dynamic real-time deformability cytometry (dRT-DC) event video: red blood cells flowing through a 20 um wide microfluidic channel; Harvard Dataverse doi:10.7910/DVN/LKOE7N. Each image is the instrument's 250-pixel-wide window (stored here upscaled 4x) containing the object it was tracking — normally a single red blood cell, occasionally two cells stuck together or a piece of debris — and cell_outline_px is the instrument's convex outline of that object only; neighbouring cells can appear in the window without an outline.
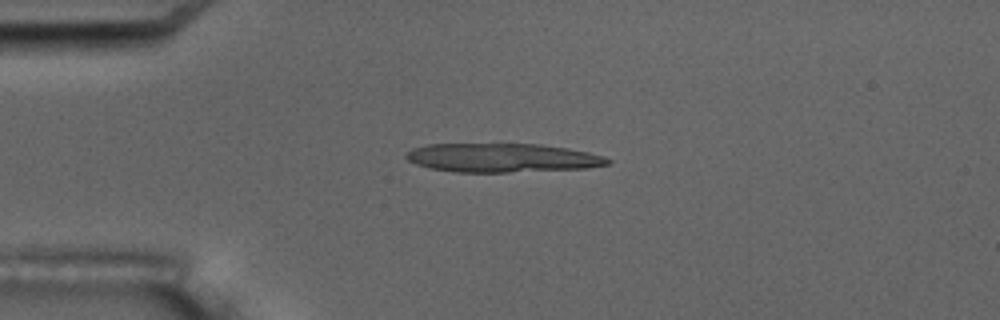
{"species": "common noctule bat (a hibernating species)", "species_latin": "Nyctalus noctula", "temperature_condition": "room temperature", "stored_images_in_passage": 5, "camera_frame_rate_fps": 3000, "um_per_image_px": 0.085, "animal": {"sex": "male", "body_mass_g": 17.5, "forearm_length_mm": 52.3}, "frame": {"image": 1, "passage_image": 4, "time_ms": 3.667, "image_size_px": [1000, 320], "cell_outline_px": [[612, 160], [608, 164], [588, 168], [508, 172], [456, 172], [432, 168], [416, 164], [408, 160], [404, 156], [412, 148], [428, 144], [540, 144], [568, 148], [588, 152], [604, 156]], "centroid_in_image_um": [42.71, 13.41], "position_along_channel_um": 42.3, "area_um2": 33.81}}